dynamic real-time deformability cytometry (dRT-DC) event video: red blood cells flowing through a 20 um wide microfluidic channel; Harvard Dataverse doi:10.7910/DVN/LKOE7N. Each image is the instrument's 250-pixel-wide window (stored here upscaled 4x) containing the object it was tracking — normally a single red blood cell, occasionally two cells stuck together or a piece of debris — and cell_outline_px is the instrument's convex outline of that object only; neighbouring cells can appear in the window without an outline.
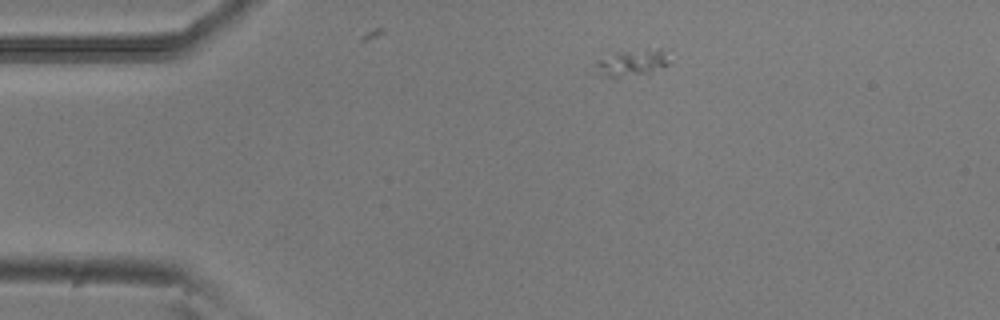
{"species": "common noctule bat (a hibernating species)", "species_latin": "Nyctalus noctula", "temperature_condition": "room temperature", "stored_images_in_passage": 3, "camera_frame_rate_fps": 3000, "um_per_image_px": 0.085, "animal": {"sex": "male", "body_mass_g": 20.5, "forearm_length_mm": 52.5}, "frame": {"image": 1, "passage_image": 1, "time_ms": 0.0, "image_size_px": [1000, 320], "cell_outline_px": [[668, 64], [648, 76], [604, 76], [600, 72], [596, 64], [600, 60], [616, 52], [648, 48], [664, 52], [668, 60]], "centroid_in_image_um": [53.8, 5.35], "position_along_channel_um": 31.2, "area_um2": 11.16}}